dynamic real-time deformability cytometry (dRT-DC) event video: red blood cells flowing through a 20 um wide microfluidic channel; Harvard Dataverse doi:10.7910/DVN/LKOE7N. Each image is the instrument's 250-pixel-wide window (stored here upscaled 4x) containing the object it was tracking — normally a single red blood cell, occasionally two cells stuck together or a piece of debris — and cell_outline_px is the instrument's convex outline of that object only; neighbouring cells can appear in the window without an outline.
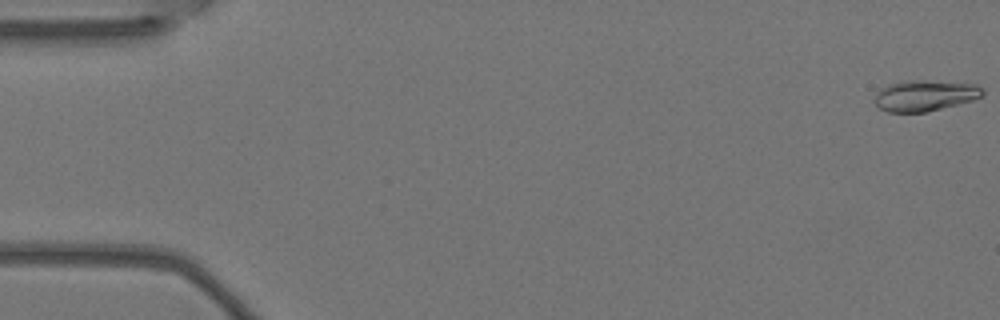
{"species": "Egyptian fruit bat (a non-hibernating species)", "species_latin": "Rousettus aegyptiacus", "temperature_condition": "warm", "stored_images_in_passage": 6, "camera_frame_rate_fps": 3000, "um_per_image_px": 0.085, "animal": {"sex": "female"}, "frame": {"image": 1, "passage_image": 1, "time_ms": 0.0, "image_size_px": [1000, 320], "cell_outline_px": [[984, 96], [972, 100], [928, 112], [888, 112], [880, 108], [872, 100], [876, 92], [880, 88], [888, 84], [908, 80], [924, 80], [976, 84], [984, 88]], "centroid_in_image_um": [78.6, 8.12], "position_along_channel_um": 6.4, "area_um2": 19.71}}